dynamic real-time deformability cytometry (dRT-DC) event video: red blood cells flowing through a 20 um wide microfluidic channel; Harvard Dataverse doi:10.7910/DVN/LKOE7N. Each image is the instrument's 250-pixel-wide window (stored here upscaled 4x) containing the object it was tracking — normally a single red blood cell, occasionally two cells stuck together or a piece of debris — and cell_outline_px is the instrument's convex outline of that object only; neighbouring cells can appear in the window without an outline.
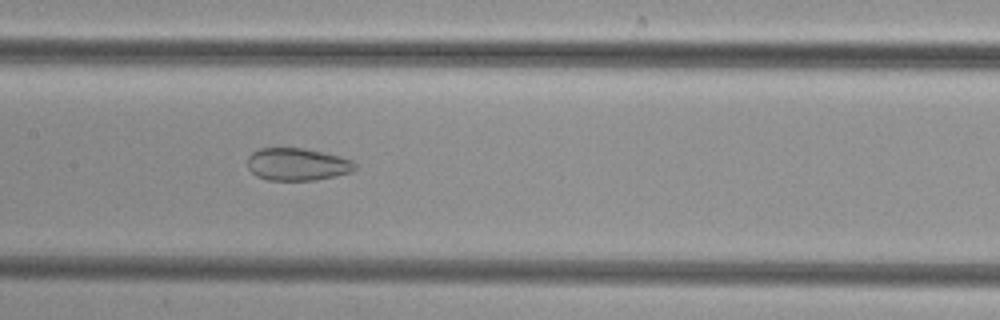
{"species": "common noctule bat (a hibernating species)", "species_latin": "Nyctalus noctula", "temperature_condition": "cold", "stored_images_in_passage": 31, "camera_frame_rate_fps": 3000, "um_per_image_px": 0.085, "animal": {"sex": "female", "body_mass_g": 29.2, "forearm_length_mm": 56.3}, "frame": {"image": 1, "passage_image": 14, "time_ms": 4.333, "image_size_px": [1000, 320], "cell_outline_px": [[356, 168], [352, 172], [336, 176], [316, 180], [268, 180], [256, 176], [248, 168], [248, 156], [252, 152], [260, 148], [304, 148], [324, 152], [340, 156], [352, 160], [356, 164]], "centroid_in_image_um": [25.29, 13.96], "position_along_channel_um": 182.1, "area_um2": 20.52}}
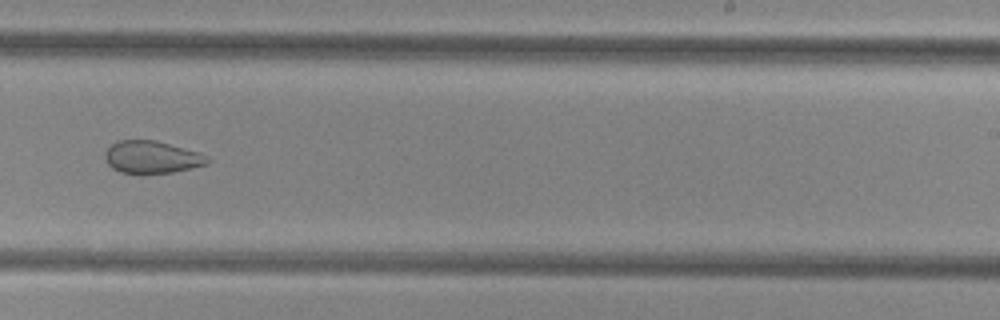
{"frame": {"image": 2, "passage_image": 21, "time_ms": 6.667, "image_size_px": [1000, 320], "cell_outline_px": [[212, 160], [208, 164], [192, 168], [172, 172], [140, 176], [120, 172], [112, 168], [108, 164], [104, 156], [104, 152], [112, 144], [120, 140], [156, 140], [200, 152], [208, 156]], "centroid_in_image_um": [12.92, 13.39], "position_along_channel_um": 276.1, "area_um2": 20.0}}
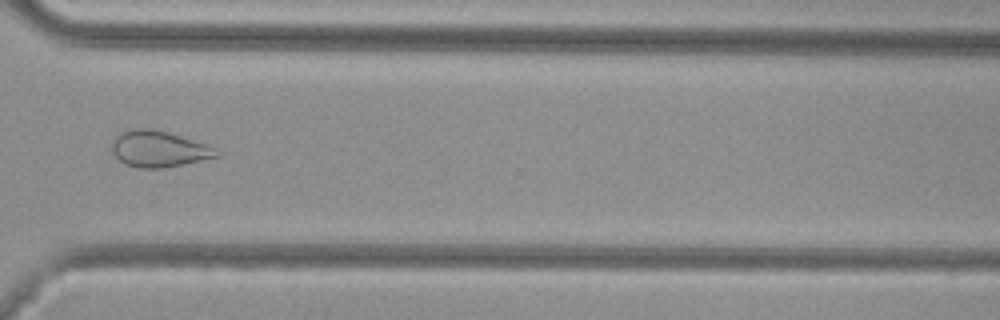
{"frame": {"image": 3, "passage_image": 27, "time_ms": 8.667, "image_size_px": [1000, 320], "cell_outline_px": [[220, 156], [184, 164], [164, 168], [140, 168], [124, 164], [112, 152], [112, 140], [120, 132], [136, 128], [152, 128], [168, 132], [208, 144], [216, 148], [220, 152]], "centroid_in_image_um": [13.51, 12.66], "position_along_channel_um": 357.1, "area_um2": 22.25}}